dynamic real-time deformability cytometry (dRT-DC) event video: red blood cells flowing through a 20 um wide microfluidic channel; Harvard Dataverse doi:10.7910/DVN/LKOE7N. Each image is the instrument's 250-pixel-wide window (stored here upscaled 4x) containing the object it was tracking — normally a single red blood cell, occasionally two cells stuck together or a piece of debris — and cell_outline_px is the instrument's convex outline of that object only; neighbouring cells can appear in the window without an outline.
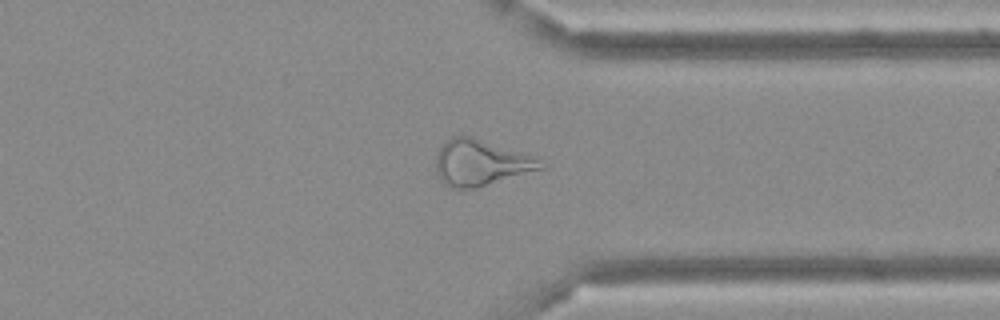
{"species": "Egyptian fruit bat (a non-hibernating species)", "species_latin": "Rousettus aegyptiacus", "temperature_condition": "cold", "stored_images_in_passage": 48, "camera_frame_rate_fps": 3000, "um_per_image_px": 0.085, "frame": {"image": 1, "passage_image": 37, "time_ms": 12.0, "image_size_px": [1000, 320], "cell_outline_px": [[544, 168], [476, 188], [452, 188], [444, 184], [440, 180], [436, 172], [436, 156], [440, 148], [452, 136], [472, 136], [544, 156]], "centroid_in_image_um": [40.97, 13.8], "position_along_channel_um": 370.4, "area_um2": 28.84}}
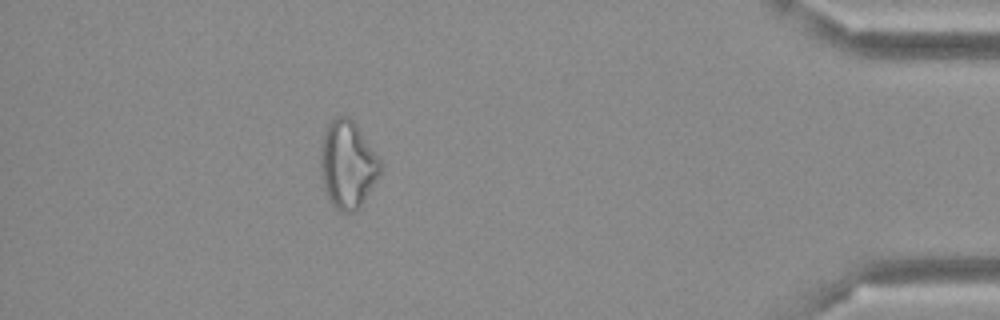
{"frame": {"image": 2, "passage_image": 43, "time_ms": 14.0, "image_size_px": [1000, 320], "cell_outline_px": [[384, 168], [356, 212], [340, 212], [332, 204], [324, 188], [320, 172], [320, 156], [324, 132], [328, 124], [336, 116], [348, 116], [356, 124], [380, 160]], "centroid_in_image_um": [29.54, 13.99], "position_along_channel_um": 405.7, "area_um2": 30.35}}